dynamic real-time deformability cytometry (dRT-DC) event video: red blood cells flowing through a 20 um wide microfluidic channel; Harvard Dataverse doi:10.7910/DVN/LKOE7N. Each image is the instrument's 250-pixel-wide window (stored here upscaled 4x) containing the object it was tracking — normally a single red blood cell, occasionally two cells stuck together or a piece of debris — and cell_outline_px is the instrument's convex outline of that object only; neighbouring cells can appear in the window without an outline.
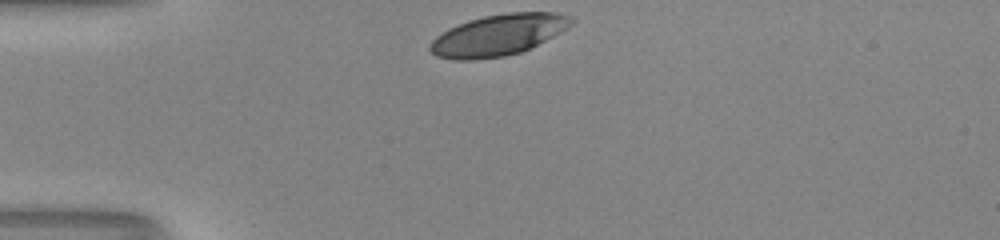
{"species": "human", "species_latin": "Homo sapiens", "temperature_condition": "room temperature", "stored_images_in_passage": 29, "camera_frame_rate_fps": 3000, "um_per_image_px": 0.085, "donor": {"sex": "male"}, "frame": {"image": 1, "passage_image": 1, "time_ms": 0.0, "image_size_px": [1000, 240], "cell_outline_px": [[576, 20], [572, 24], [560, 32], [520, 52], [504, 56], [476, 60], [456, 60], [436, 56], [428, 48], [428, 44], [436, 36], [448, 28], [468, 20], [484, 16], [508, 12], [556, 12], [572, 16]], "centroid_in_image_um": [42.32, 2.97], "position_along_channel_um": 42.7, "area_um2": 33.87}}
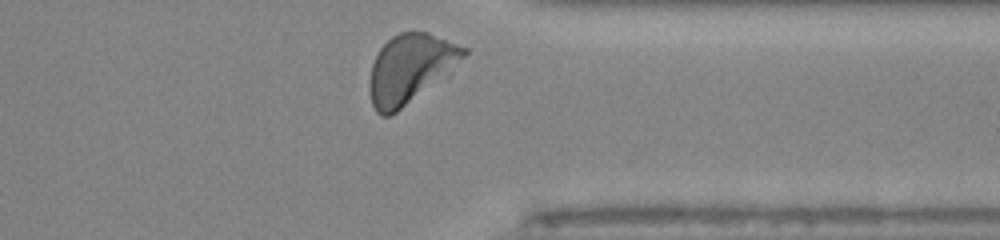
{"frame": {"image": 2, "passage_image": 29, "time_ms": 9.333, "image_size_px": [1000, 240], "cell_outline_px": [[468, 52], [464, 56], [396, 112], [388, 116], [380, 116], [376, 112], [372, 104], [368, 88], [368, 84], [372, 64], [380, 48], [392, 36], [400, 32], [428, 32], [468, 48]], "centroid_in_image_um": [34.77, 5.8], "position_along_channel_um": 376.6, "area_um2": 36.3}, "authors_computed_cell_mechanics": {"area_um2": 35.0268, "velocity_mm_per_s": 3.9664, "shape_relaxation_time_tau1_ms": 2.3969, "shape_relaxation_time_tau2_ms": null, "deformation_change_tau1": 0.1491, "deformation_change_tau2": null}}